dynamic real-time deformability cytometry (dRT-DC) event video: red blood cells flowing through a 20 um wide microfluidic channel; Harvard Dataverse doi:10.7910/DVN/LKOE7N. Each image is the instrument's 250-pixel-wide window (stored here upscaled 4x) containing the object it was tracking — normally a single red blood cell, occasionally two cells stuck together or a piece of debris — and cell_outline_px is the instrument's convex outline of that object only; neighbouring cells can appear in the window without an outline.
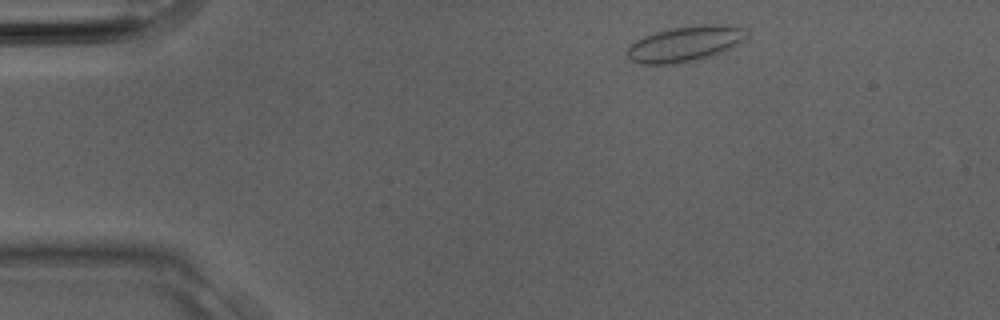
{"species": "Egyptian fruit bat (a non-hibernating species)", "species_latin": "Rousettus aegyptiacus", "temperature_condition": "room temperature", "stored_images_in_passage": 2, "camera_frame_rate_fps": 3000, "um_per_image_px": 0.085, "animal": {"sex": "male"}, "frame": {"image": 1, "passage_image": 1, "time_ms": 0.0, "image_size_px": [1000, 320], "cell_outline_px": [[744, 36], [732, 48], [716, 56], [676, 64], [640, 64], [632, 60], [628, 56], [628, 48], [636, 40], [644, 36], [656, 32], [672, 28], [700, 24], [728, 24], [744, 28]], "centroid_in_image_um": [58.24, 3.73], "position_along_channel_um": 26.8, "area_um2": 24.62}}